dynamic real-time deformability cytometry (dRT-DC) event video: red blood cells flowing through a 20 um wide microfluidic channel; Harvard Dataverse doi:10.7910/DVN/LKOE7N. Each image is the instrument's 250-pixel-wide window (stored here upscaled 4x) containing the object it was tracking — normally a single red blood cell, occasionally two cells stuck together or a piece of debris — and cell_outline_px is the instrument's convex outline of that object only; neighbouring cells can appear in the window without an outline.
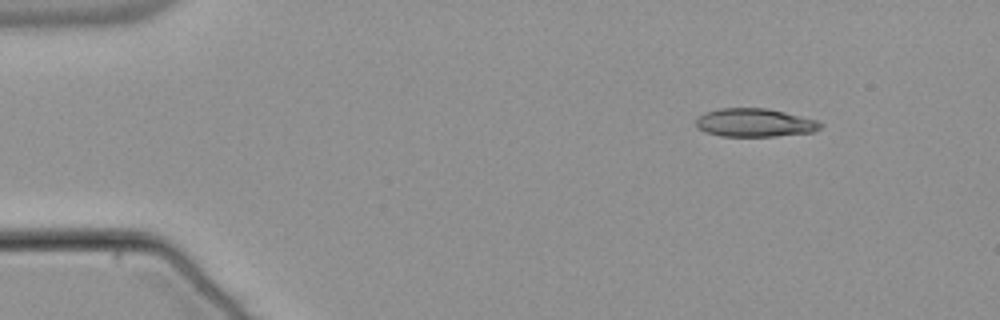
{"species": "common noctule bat (a hibernating species)", "species_latin": "Nyctalus noctula", "temperature_condition": "warm", "stored_images_in_passage": 49, "camera_frame_rate_fps": 3000, "um_per_image_px": 0.085, "animal": {"sex": "male", "body_mass_g": 21.5, "forearm_length_mm": 52.0}, "frame": {"image": 1, "passage_image": 1, "time_ms": 0.0, "image_size_px": [1000, 320], "cell_outline_px": [[824, 124], [820, 128], [812, 132], [776, 136], [720, 136], [704, 132], [696, 128], [696, 120], [704, 112], [720, 108], [768, 108], [816, 120]], "centroid_in_image_um": [64.11, 10.43], "position_along_channel_um": 20.9, "area_um2": 20.58}}
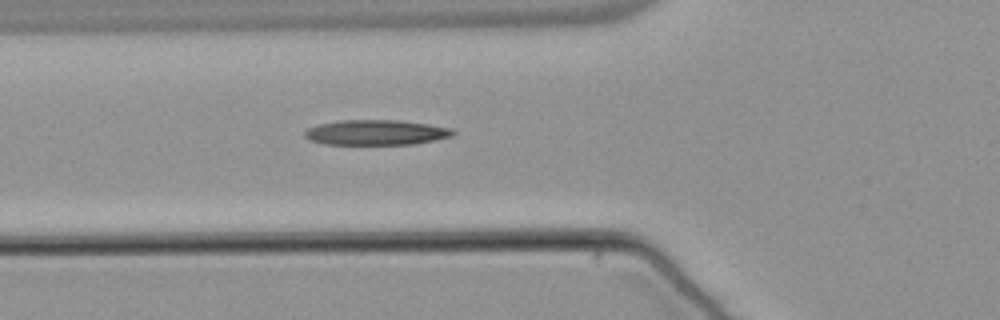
{"frame": {"image": 2, "passage_image": 14, "time_ms": 4.333, "image_size_px": [1000, 320], "cell_outline_px": [[456, 132], [452, 136], [436, 140], [412, 144], [324, 144], [308, 140], [304, 136], [304, 132], [308, 128], [320, 124], [340, 120], [400, 120], [428, 124], [452, 128]], "centroid_in_image_um": [31.97, 11.26], "position_along_channel_um": 93.8, "area_um2": 21.79}}
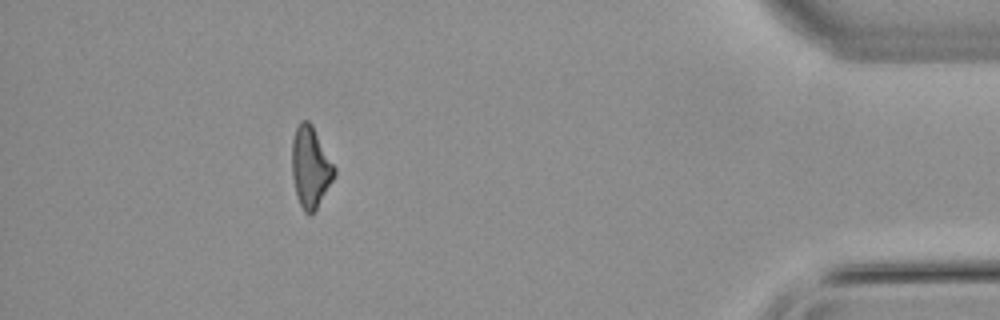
{"frame": {"image": 3, "passage_image": 43, "time_ms": 14.0, "image_size_px": [1000, 320], "cell_outline_px": [[336, 172], [332, 180], [316, 208], [308, 216], [304, 212], [296, 196], [292, 176], [292, 140], [296, 128], [300, 120], [308, 120], [312, 124], [336, 168]], "centroid_in_image_um": [26.37, 14.18], "position_along_channel_um": 408.8, "area_um2": 19.88}, "authors_computed_cell_mechanics": {"area_um2": 20.9236, "velocity_mm_per_s": 3.8123, "shape_relaxation_time_tau1_ms": null, "shape_relaxation_time_tau2_ms": 7.4088, "deformation_change_tau1": null, "deformation_change_tau2": 0.2094}}